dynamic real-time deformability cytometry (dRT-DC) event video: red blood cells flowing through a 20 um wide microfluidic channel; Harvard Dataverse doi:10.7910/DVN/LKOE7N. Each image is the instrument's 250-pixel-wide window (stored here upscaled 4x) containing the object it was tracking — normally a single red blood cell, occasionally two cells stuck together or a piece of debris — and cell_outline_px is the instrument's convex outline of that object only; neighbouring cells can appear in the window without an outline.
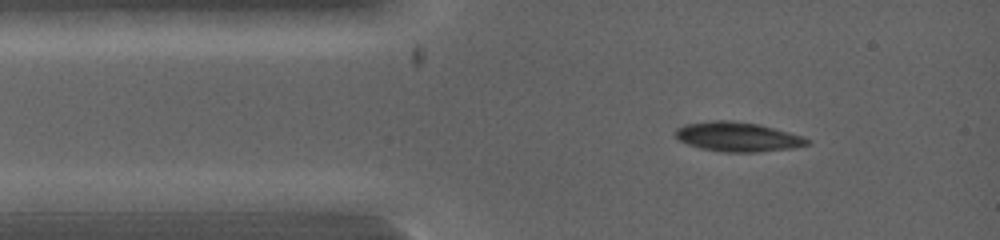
{"species": "common noctule bat (a hibernating species)", "species_latin": "Nyctalus noctula", "temperature_condition": "warm", "stored_images_in_passage": 3, "camera_frame_rate_fps": 5000, "um_per_image_px": 0.085, "animal": {"sex": "female", "body_mass_g": 19.0, "forearm_length_mm": 53.3}, "frame": {"image": 1, "passage_image": 1, "time_ms": 0.0, "image_size_px": [1000, 240], "cell_outline_px": [[812, 140], [808, 144], [792, 148], [760, 152], [720, 152], [700, 148], [688, 144], [680, 140], [676, 136], [676, 128], [684, 124], [712, 120], [732, 120], [760, 124], [788, 132]], "centroid_in_image_um": [62.69, 11.62], "position_along_channel_um": 22.3, "area_um2": 22.66}}
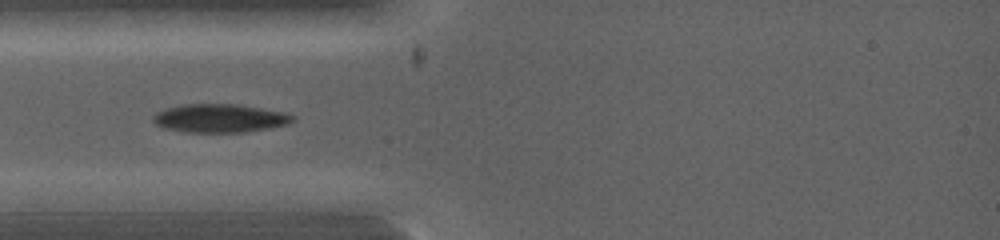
{"frame": {"image": 2, "passage_image": 2, "time_ms": 1.2, "image_size_px": [1000, 240], "cell_outline_px": [[296, 116], [288, 124], [268, 128], [244, 132], [184, 132], [164, 128], [156, 124], [152, 120], [152, 116], [156, 112], [164, 108], [184, 104], [236, 104], [288, 112]], "centroid_in_image_um": [18.67, 10.04], "position_along_channel_um": 66.3, "area_um2": 23.29}}
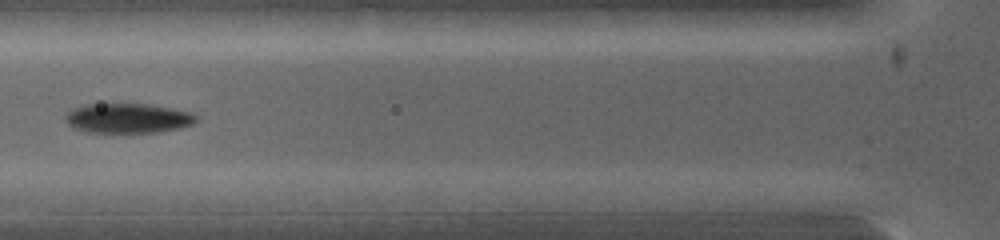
{"frame": {"image": 3, "passage_image": 3, "time_ms": 2.0, "image_size_px": [1000, 240], "cell_outline_px": [[200, 116], [192, 124], [180, 128], [156, 132], [88, 132], [72, 128], [64, 120], [64, 116], [72, 108], [84, 104], [148, 104], [172, 108], [192, 112]], "centroid_in_image_um": [10.86, 10.04], "position_along_channel_um": 114.9, "area_um2": 22.83}}